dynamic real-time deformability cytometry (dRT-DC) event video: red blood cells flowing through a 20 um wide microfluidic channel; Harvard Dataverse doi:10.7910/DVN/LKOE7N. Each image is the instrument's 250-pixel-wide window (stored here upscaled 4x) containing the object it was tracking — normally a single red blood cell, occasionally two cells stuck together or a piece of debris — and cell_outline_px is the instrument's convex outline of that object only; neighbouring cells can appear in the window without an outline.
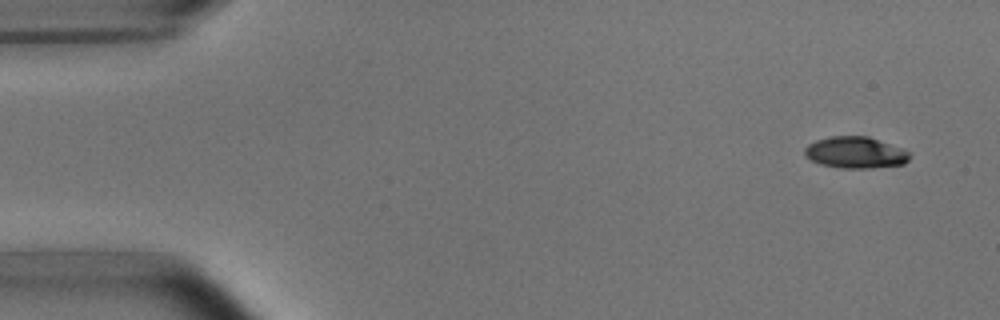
{"species": "common noctule bat (a hibernating species)", "species_latin": "Nyctalus noctula", "temperature_condition": "room temperature", "stored_images_in_passage": 5, "camera_frame_rate_fps": 3000, "um_per_image_px": 0.085, "animal": {"sex": "male", "body_mass_g": 15.6}, "frame": {"image": 1, "passage_image": 1, "time_ms": 0.0, "image_size_px": [1000, 320], "cell_outline_px": [[912, 156], [904, 164], [872, 168], [844, 168], [820, 164], [804, 156], [804, 148], [808, 144], [816, 140], [832, 136], [868, 136], [904, 148], [912, 152]], "centroid_in_image_um": [72.76, 12.96], "position_along_channel_um": 12.2, "area_um2": 19.54}}
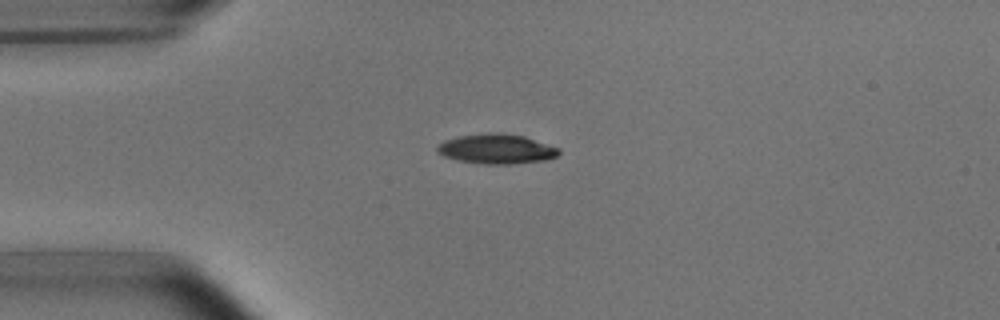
{"frame": {"image": 2, "passage_image": 4, "time_ms": 3.333, "image_size_px": [1000, 320], "cell_outline_px": [[560, 152], [556, 156], [544, 160], [508, 164], [484, 164], [456, 160], [444, 156], [436, 152], [436, 148], [444, 140], [460, 136], [496, 132], [524, 136], [560, 148]], "centroid_in_image_um": [42.19, 12.66], "position_along_channel_um": 42.8, "area_um2": 20.92}}